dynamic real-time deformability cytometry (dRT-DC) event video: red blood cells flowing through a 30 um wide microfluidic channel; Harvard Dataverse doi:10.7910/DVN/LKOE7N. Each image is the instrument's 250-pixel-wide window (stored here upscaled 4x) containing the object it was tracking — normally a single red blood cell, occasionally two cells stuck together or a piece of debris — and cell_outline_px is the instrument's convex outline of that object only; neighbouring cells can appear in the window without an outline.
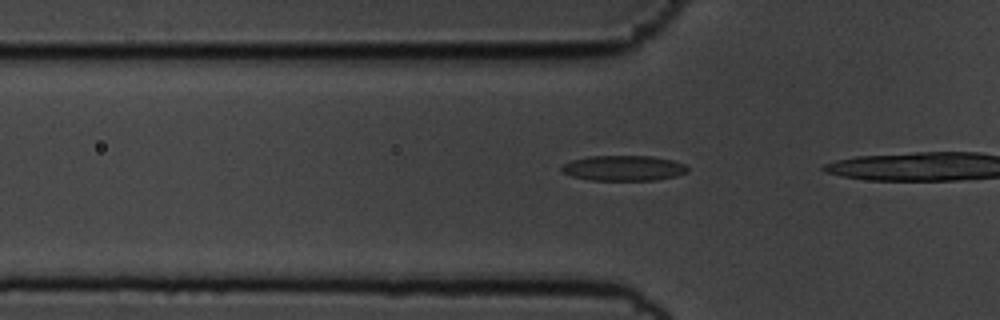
{"species": "common noctule bat (a hibernating species)", "species_latin": "Nyctalus noctula", "temperature_condition": "cold", "stored_images_in_passage": 21, "camera_frame_rate_fps": 3000, "um_per_image_px": 0.085, "animal": {"sex": "male", "body_mass_g": 19.5, "forearm_length_mm": 54.6}, "frame": {"image": 1, "passage_image": 15, "time_ms": 4.667, "image_size_px": [1000, 320], "cell_outline_px": [[688, 172], [676, 176], [656, 180], [592, 180], [572, 176], [564, 172], [560, 168], [564, 164], [572, 160], [588, 156], [652, 156], [672, 160], [684, 164], [688, 168]], "centroid_in_image_um": [53.03, 14.29], "position_along_channel_um": 72.8, "area_um2": 18.5}}